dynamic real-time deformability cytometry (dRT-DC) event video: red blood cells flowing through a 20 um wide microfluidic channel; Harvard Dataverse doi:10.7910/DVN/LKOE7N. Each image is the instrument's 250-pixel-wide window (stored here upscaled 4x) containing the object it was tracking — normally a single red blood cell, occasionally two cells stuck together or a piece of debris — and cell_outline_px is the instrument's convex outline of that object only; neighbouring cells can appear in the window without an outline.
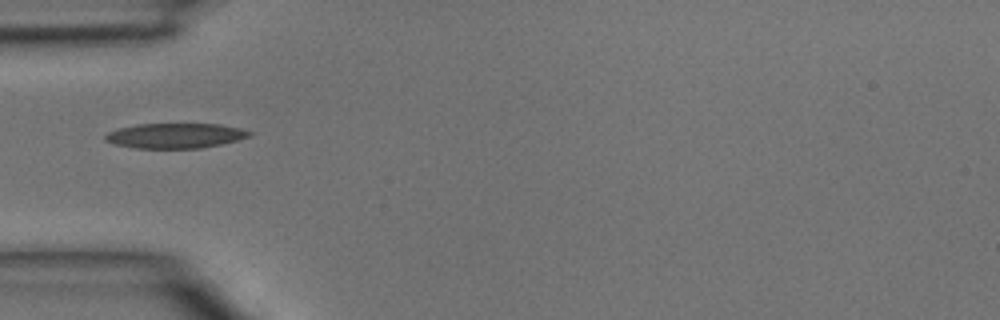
{"species": "common noctule bat (a hibernating species)", "species_latin": "Nyctalus noctula", "temperature_condition": "room temperature", "stored_images_in_passage": 3, "camera_frame_rate_fps": 3000, "um_per_image_px": 0.085, "animal": {"sex": "male", "body_mass_g": 15.6}, "frame": {"image": 1, "passage_image": 3, "time_ms": 0.667, "image_size_px": [1000, 320], "cell_outline_px": [[252, 136], [220, 144], [200, 148], [136, 148], [116, 144], [104, 140], [104, 136], [108, 132], [120, 128], [136, 124], [220, 124], [240, 128], [252, 132]], "centroid_in_image_um": [14.9, 11.53], "position_along_channel_um": 70.1, "area_um2": 20.87}}